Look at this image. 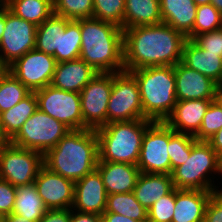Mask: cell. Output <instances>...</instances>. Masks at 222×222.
Wrapping results in <instances>:
<instances>
[{"mask_svg": "<svg viewBox=\"0 0 222 222\" xmlns=\"http://www.w3.org/2000/svg\"><path fill=\"white\" fill-rule=\"evenodd\" d=\"M1 222H34L25 217L11 213L1 219Z\"/></svg>", "mask_w": 222, "mask_h": 222, "instance_id": "obj_46", "label": "cell"}, {"mask_svg": "<svg viewBox=\"0 0 222 222\" xmlns=\"http://www.w3.org/2000/svg\"><path fill=\"white\" fill-rule=\"evenodd\" d=\"M47 210L34 183L17 187L13 214L39 222Z\"/></svg>", "mask_w": 222, "mask_h": 222, "instance_id": "obj_27", "label": "cell"}, {"mask_svg": "<svg viewBox=\"0 0 222 222\" xmlns=\"http://www.w3.org/2000/svg\"><path fill=\"white\" fill-rule=\"evenodd\" d=\"M220 173V156L207 141L196 140L190 156L171 175L176 189L218 192L222 189L218 190L219 187L214 184L213 174L222 176Z\"/></svg>", "mask_w": 222, "mask_h": 222, "instance_id": "obj_6", "label": "cell"}, {"mask_svg": "<svg viewBox=\"0 0 222 222\" xmlns=\"http://www.w3.org/2000/svg\"><path fill=\"white\" fill-rule=\"evenodd\" d=\"M79 58L98 73L124 71L123 29L95 18L80 19Z\"/></svg>", "mask_w": 222, "mask_h": 222, "instance_id": "obj_2", "label": "cell"}, {"mask_svg": "<svg viewBox=\"0 0 222 222\" xmlns=\"http://www.w3.org/2000/svg\"><path fill=\"white\" fill-rule=\"evenodd\" d=\"M7 8L36 26L54 14L52 0H7Z\"/></svg>", "mask_w": 222, "mask_h": 222, "instance_id": "obj_29", "label": "cell"}, {"mask_svg": "<svg viewBox=\"0 0 222 222\" xmlns=\"http://www.w3.org/2000/svg\"><path fill=\"white\" fill-rule=\"evenodd\" d=\"M220 169H221V174H222V155L220 156Z\"/></svg>", "mask_w": 222, "mask_h": 222, "instance_id": "obj_54", "label": "cell"}, {"mask_svg": "<svg viewBox=\"0 0 222 222\" xmlns=\"http://www.w3.org/2000/svg\"><path fill=\"white\" fill-rule=\"evenodd\" d=\"M5 29V10L0 14V41Z\"/></svg>", "mask_w": 222, "mask_h": 222, "instance_id": "obj_49", "label": "cell"}, {"mask_svg": "<svg viewBox=\"0 0 222 222\" xmlns=\"http://www.w3.org/2000/svg\"><path fill=\"white\" fill-rule=\"evenodd\" d=\"M213 100L177 101L171 115L164 121L177 133L195 136Z\"/></svg>", "mask_w": 222, "mask_h": 222, "instance_id": "obj_18", "label": "cell"}, {"mask_svg": "<svg viewBox=\"0 0 222 222\" xmlns=\"http://www.w3.org/2000/svg\"><path fill=\"white\" fill-rule=\"evenodd\" d=\"M11 142V140L9 139V137L4 133L3 128H2V124L0 122V149H2L3 147H5L6 145H8Z\"/></svg>", "mask_w": 222, "mask_h": 222, "instance_id": "obj_47", "label": "cell"}, {"mask_svg": "<svg viewBox=\"0 0 222 222\" xmlns=\"http://www.w3.org/2000/svg\"><path fill=\"white\" fill-rule=\"evenodd\" d=\"M195 141L194 136L177 132L169 139L167 151L171 162V174L190 156L192 144Z\"/></svg>", "mask_w": 222, "mask_h": 222, "instance_id": "obj_36", "label": "cell"}, {"mask_svg": "<svg viewBox=\"0 0 222 222\" xmlns=\"http://www.w3.org/2000/svg\"><path fill=\"white\" fill-rule=\"evenodd\" d=\"M113 73H98L80 92L83 129L96 130L107 124V106Z\"/></svg>", "mask_w": 222, "mask_h": 222, "instance_id": "obj_12", "label": "cell"}, {"mask_svg": "<svg viewBox=\"0 0 222 222\" xmlns=\"http://www.w3.org/2000/svg\"><path fill=\"white\" fill-rule=\"evenodd\" d=\"M38 108L71 130L83 129L80 93L64 91L48 85L34 91Z\"/></svg>", "mask_w": 222, "mask_h": 222, "instance_id": "obj_11", "label": "cell"}, {"mask_svg": "<svg viewBox=\"0 0 222 222\" xmlns=\"http://www.w3.org/2000/svg\"><path fill=\"white\" fill-rule=\"evenodd\" d=\"M68 21L69 19L53 14L38 25L35 49L51 56L59 51L60 34Z\"/></svg>", "mask_w": 222, "mask_h": 222, "instance_id": "obj_28", "label": "cell"}, {"mask_svg": "<svg viewBox=\"0 0 222 222\" xmlns=\"http://www.w3.org/2000/svg\"><path fill=\"white\" fill-rule=\"evenodd\" d=\"M124 29L162 23L160 0H125Z\"/></svg>", "mask_w": 222, "mask_h": 222, "instance_id": "obj_25", "label": "cell"}, {"mask_svg": "<svg viewBox=\"0 0 222 222\" xmlns=\"http://www.w3.org/2000/svg\"><path fill=\"white\" fill-rule=\"evenodd\" d=\"M129 72L138 82L144 119L164 122L177 102L174 66L145 67Z\"/></svg>", "mask_w": 222, "mask_h": 222, "instance_id": "obj_4", "label": "cell"}, {"mask_svg": "<svg viewBox=\"0 0 222 222\" xmlns=\"http://www.w3.org/2000/svg\"><path fill=\"white\" fill-rule=\"evenodd\" d=\"M106 212L127 216L138 222H148V213L133 192L107 195Z\"/></svg>", "mask_w": 222, "mask_h": 222, "instance_id": "obj_30", "label": "cell"}, {"mask_svg": "<svg viewBox=\"0 0 222 222\" xmlns=\"http://www.w3.org/2000/svg\"><path fill=\"white\" fill-rule=\"evenodd\" d=\"M197 6L204 5V4H209L211 3V0H194Z\"/></svg>", "mask_w": 222, "mask_h": 222, "instance_id": "obj_53", "label": "cell"}, {"mask_svg": "<svg viewBox=\"0 0 222 222\" xmlns=\"http://www.w3.org/2000/svg\"><path fill=\"white\" fill-rule=\"evenodd\" d=\"M101 216H102V222H138L136 220H133L132 218L116 214L113 212L104 211Z\"/></svg>", "mask_w": 222, "mask_h": 222, "instance_id": "obj_44", "label": "cell"}, {"mask_svg": "<svg viewBox=\"0 0 222 222\" xmlns=\"http://www.w3.org/2000/svg\"><path fill=\"white\" fill-rule=\"evenodd\" d=\"M135 119H144L138 82L130 72L113 73L107 124Z\"/></svg>", "mask_w": 222, "mask_h": 222, "instance_id": "obj_8", "label": "cell"}, {"mask_svg": "<svg viewBox=\"0 0 222 222\" xmlns=\"http://www.w3.org/2000/svg\"><path fill=\"white\" fill-rule=\"evenodd\" d=\"M214 101L222 107V83L216 86Z\"/></svg>", "mask_w": 222, "mask_h": 222, "instance_id": "obj_48", "label": "cell"}, {"mask_svg": "<svg viewBox=\"0 0 222 222\" xmlns=\"http://www.w3.org/2000/svg\"><path fill=\"white\" fill-rule=\"evenodd\" d=\"M7 8V0H0V14Z\"/></svg>", "mask_w": 222, "mask_h": 222, "instance_id": "obj_52", "label": "cell"}, {"mask_svg": "<svg viewBox=\"0 0 222 222\" xmlns=\"http://www.w3.org/2000/svg\"><path fill=\"white\" fill-rule=\"evenodd\" d=\"M149 119L112 122L96 129L98 161L137 165Z\"/></svg>", "mask_w": 222, "mask_h": 222, "instance_id": "obj_5", "label": "cell"}, {"mask_svg": "<svg viewBox=\"0 0 222 222\" xmlns=\"http://www.w3.org/2000/svg\"><path fill=\"white\" fill-rule=\"evenodd\" d=\"M125 0H93V16L124 30Z\"/></svg>", "mask_w": 222, "mask_h": 222, "instance_id": "obj_33", "label": "cell"}, {"mask_svg": "<svg viewBox=\"0 0 222 222\" xmlns=\"http://www.w3.org/2000/svg\"><path fill=\"white\" fill-rule=\"evenodd\" d=\"M31 91L9 71L0 81V113L14 107Z\"/></svg>", "mask_w": 222, "mask_h": 222, "instance_id": "obj_32", "label": "cell"}, {"mask_svg": "<svg viewBox=\"0 0 222 222\" xmlns=\"http://www.w3.org/2000/svg\"><path fill=\"white\" fill-rule=\"evenodd\" d=\"M57 61L36 49L28 51L8 66L9 72L31 92L51 84Z\"/></svg>", "mask_w": 222, "mask_h": 222, "instance_id": "obj_14", "label": "cell"}, {"mask_svg": "<svg viewBox=\"0 0 222 222\" xmlns=\"http://www.w3.org/2000/svg\"><path fill=\"white\" fill-rule=\"evenodd\" d=\"M222 28V13L211 3L197 6L193 38L201 33Z\"/></svg>", "mask_w": 222, "mask_h": 222, "instance_id": "obj_35", "label": "cell"}, {"mask_svg": "<svg viewBox=\"0 0 222 222\" xmlns=\"http://www.w3.org/2000/svg\"><path fill=\"white\" fill-rule=\"evenodd\" d=\"M98 72L80 58L59 62L51 81L52 86L64 91L80 93Z\"/></svg>", "mask_w": 222, "mask_h": 222, "instance_id": "obj_20", "label": "cell"}, {"mask_svg": "<svg viewBox=\"0 0 222 222\" xmlns=\"http://www.w3.org/2000/svg\"><path fill=\"white\" fill-rule=\"evenodd\" d=\"M213 193L215 192L175 188L172 222H204L206 205Z\"/></svg>", "mask_w": 222, "mask_h": 222, "instance_id": "obj_21", "label": "cell"}, {"mask_svg": "<svg viewBox=\"0 0 222 222\" xmlns=\"http://www.w3.org/2000/svg\"><path fill=\"white\" fill-rule=\"evenodd\" d=\"M70 222H102V216L94 213H82L71 209Z\"/></svg>", "mask_w": 222, "mask_h": 222, "instance_id": "obj_43", "label": "cell"}, {"mask_svg": "<svg viewBox=\"0 0 222 222\" xmlns=\"http://www.w3.org/2000/svg\"><path fill=\"white\" fill-rule=\"evenodd\" d=\"M187 40L184 34L164 23L124 29V71L175 66L182 60Z\"/></svg>", "mask_w": 222, "mask_h": 222, "instance_id": "obj_1", "label": "cell"}, {"mask_svg": "<svg viewBox=\"0 0 222 222\" xmlns=\"http://www.w3.org/2000/svg\"><path fill=\"white\" fill-rule=\"evenodd\" d=\"M38 195L48 210L71 209L75 182L43 165L34 181Z\"/></svg>", "mask_w": 222, "mask_h": 222, "instance_id": "obj_15", "label": "cell"}, {"mask_svg": "<svg viewBox=\"0 0 222 222\" xmlns=\"http://www.w3.org/2000/svg\"><path fill=\"white\" fill-rule=\"evenodd\" d=\"M81 52L80 19L69 20L60 34L59 51L53 57L57 63L79 59Z\"/></svg>", "mask_w": 222, "mask_h": 222, "instance_id": "obj_31", "label": "cell"}, {"mask_svg": "<svg viewBox=\"0 0 222 222\" xmlns=\"http://www.w3.org/2000/svg\"><path fill=\"white\" fill-rule=\"evenodd\" d=\"M17 187L0 179V219L10 215L15 204Z\"/></svg>", "mask_w": 222, "mask_h": 222, "instance_id": "obj_40", "label": "cell"}, {"mask_svg": "<svg viewBox=\"0 0 222 222\" xmlns=\"http://www.w3.org/2000/svg\"><path fill=\"white\" fill-rule=\"evenodd\" d=\"M71 209L47 210L39 222H70Z\"/></svg>", "mask_w": 222, "mask_h": 222, "instance_id": "obj_42", "label": "cell"}, {"mask_svg": "<svg viewBox=\"0 0 222 222\" xmlns=\"http://www.w3.org/2000/svg\"><path fill=\"white\" fill-rule=\"evenodd\" d=\"M37 26L8 8L5 9V29L0 41V59L7 65L35 49Z\"/></svg>", "mask_w": 222, "mask_h": 222, "instance_id": "obj_13", "label": "cell"}, {"mask_svg": "<svg viewBox=\"0 0 222 222\" xmlns=\"http://www.w3.org/2000/svg\"><path fill=\"white\" fill-rule=\"evenodd\" d=\"M70 130L64 123L52 118L38 108L11 139V143L45 155Z\"/></svg>", "mask_w": 222, "mask_h": 222, "instance_id": "obj_7", "label": "cell"}, {"mask_svg": "<svg viewBox=\"0 0 222 222\" xmlns=\"http://www.w3.org/2000/svg\"><path fill=\"white\" fill-rule=\"evenodd\" d=\"M213 4L222 13V0H211Z\"/></svg>", "mask_w": 222, "mask_h": 222, "instance_id": "obj_51", "label": "cell"}, {"mask_svg": "<svg viewBox=\"0 0 222 222\" xmlns=\"http://www.w3.org/2000/svg\"><path fill=\"white\" fill-rule=\"evenodd\" d=\"M207 142L219 156L222 155V129L216 132Z\"/></svg>", "mask_w": 222, "mask_h": 222, "instance_id": "obj_45", "label": "cell"}, {"mask_svg": "<svg viewBox=\"0 0 222 222\" xmlns=\"http://www.w3.org/2000/svg\"><path fill=\"white\" fill-rule=\"evenodd\" d=\"M38 109V101L34 92L22 99L14 107L0 113V122L4 133L11 140L22 128L25 121Z\"/></svg>", "mask_w": 222, "mask_h": 222, "instance_id": "obj_26", "label": "cell"}, {"mask_svg": "<svg viewBox=\"0 0 222 222\" xmlns=\"http://www.w3.org/2000/svg\"><path fill=\"white\" fill-rule=\"evenodd\" d=\"M107 193L97 169L75 181L73 210L102 215L106 210Z\"/></svg>", "mask_w": 222, "mask_h": 222, "instance_id": "obj_16", "label": "cell"}, {"mask_svg": "<svg viewBox=\"0 0 222 222\" xmlns=\"http://www.w3.org/2000/svg\"><path fill=\"white\" fill-rule=\"evenodd\" d=\"M222 129V107L214 100L206 111L199 132L194 136L197 141H207Z\"/></svg>", "mask_w": 222, "mask_h": 222, "instance_id": "obj_37", "label": "cell"}, {"mask_svg": "<svg viewBox=\"0 0 222 222\" xmlns=\"http://www.w3.org/2000/svg\"><path fill=\"white\" fill-rule=\"evenodd\" d=\"M181 62L217 84L222 83V57L201 49L193 40L185 42Z\"/></svg>", "mask_w": 222, "mask_h": 222, "instance_id": "obj_23", "label": "cell"}, {"mask_svg": "<svg viewBox=\"0 0 222 222\" xmlns=\"http://www.w3.org/2000/svg\"><path fill=\"white\" fill-rule=\"evenodd\" d=\"M98 139L93 129L70 130L44 155V165L73 180L82 179L97 167Z\"/></svg>", "mask_w": 222, "mask_h": 222, "instance_id": "obj_3", "label": "cell"}, {"mask_svg": "<svg viewBox=\"0 0 222 222\" xmlns=\"http://www.w3.org/2000/svg\"><path fill=\"white\" fill-rule=\"evenodd\" d=\"M96 169L102 177L107 195L133 192L141 173L137 165L109 161H98Z\"/></svg>", "mask_w": 222, "mask_h": 222, "instance_id": "obj_19", "label": "cell"}, {"mask_svg": "<svg viewBox=\"0 0 222 222\" xmlns=\"http://www.w3.org/2000/svg\"><path fill=\"white\" fill-rule=\"evenodd\" d=\"M176 132L165 122H152L142 139L137 162L142 173L171 174V162L167 147Z\"/></svg>", "mask_w": 222, "mask_h": 222, "instance_id": "obj_10", "label": "cell"}, {"mask_svg": "<svg viewBox=\"0 0 222 222\" xmlns=\"http://www.w3.org/2000/svg\"><path fill=\"white\" fill-rule=\"evenodd\" d=\"M201 49L222 57V28L201 33L192 39Z\"/></svg>", "mask_w": 222, "mask_h": 222, "instance_id": "obj_39", "label": "cell"}, {"mask_svg": "<svg viewBox=\"0 0 222 222\" xmlns=\"http://www.w3.org/2000/svg\"><path fill=\"white\" fill-rule=\"evenodd\" d=\"M204 222H222V190L210 196L205 209Z\"/></svg>", "mask_w": 222, "mask_h": 222, "instance_id": "obj_41", "label": "cell"}, {"mask_svg": "<svg viewBox=\"0 0 222 222\" xmlns=\"http://www.w3.org/2000/svg\"><path fill=\"white\" fill-rule=\"evenodd\" d=\"M162 23L193 39L197 5L194 0H160Z\"/></svg>", "mask_w": 222, "mask_h": 222, "instance_id": "obj_22", "label": "cell"}, {"mask_svg": "<svg viewBox=\"0 0 222 222\" xmlns=\"http://www.w3.org/2000/svg\"><path fill=\"white\" fill-rule=\"evenodd\" d=\"M43 165L44 155L38 151L11 142L0 149V179L15 187L34 183Z\"/></svg>", "mask_w": 222, "mask_h": 222, "instance_id": "obj_9", "label": "cell"}, {"mask_svg": "<svg viewBox=\"0 0 222 222\" xmlns=\"http://www.w3.org/2000/svg\"><path fill=\"white\" fill-rule=\"evenodd\" d=\"M174 189L171 174L140 173L133 193L145 209Z\"/></svg>", "mask_w": 222, "mask_h": 222, "instance_id": "obj_24", "label": "cell"}, {"mask_svg": "<svg viewBox=\"0 0 222 222\" xmlns=\"http://www.w3.org/2000/svg\"><path fill=\"white\" fill-rule=\"evenodd\" d=\"M175 208V188L160 197L148 210V222H172Z\"/></svg>", "mask_w": 222, "mask_h": 222, "instance_id": "obj_38", "label": "cell"}, {"mask_svg": "<svg viewBox=\"0 0 222 222\" xmlns=\"http://www.w3.org/2000/svg\"><path fill=\"white\" fill-rule=\"evenodd\" d=\"M8 66L0 59V81L8 73Z\"/></svg>", "mask_w": 222, "mask_h": 222, "instance_id": "obj_50", "label": "cell"}, {"mask_svg": "<svg viewBox=\"0 0 222 222\" xmlns=\"http://www.w3.org/2000/svg\"><path fill=\"white\" fill-rule=\"evenodd\" d=\"M53 10L69 20L92 18L93 0H53Z\"/></svg>", "mask_w": 222, "mask_h": 222, "instance_id": "obj_34", "label": "cell"}, {"mask_svg": "<svg viewBox=\"0 0 222 222\" xmlns=\"http://www.w3.org/2000/svg\"><path fill=\"white\" fill-rule=\"evenodd\" d=\"M176 98L185 100H214L217 83L205 75L185 66L182 62L174 66Z\"/></svg>", "mask_w": 222, "mask_h": 222, "instance_id": "obj_17", "label": "cell"}]
</instances>
